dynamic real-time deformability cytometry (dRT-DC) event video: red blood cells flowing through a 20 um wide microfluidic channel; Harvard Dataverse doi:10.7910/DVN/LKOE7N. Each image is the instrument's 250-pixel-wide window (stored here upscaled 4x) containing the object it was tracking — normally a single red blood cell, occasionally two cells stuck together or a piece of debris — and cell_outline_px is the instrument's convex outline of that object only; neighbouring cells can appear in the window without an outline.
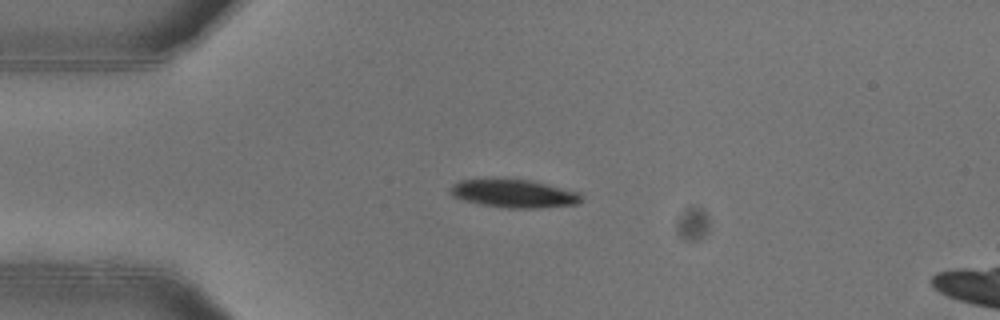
{"species": "common noctule bat (a hibernating species)", "species_latin": "Nyctalus noctula", "temperature_condition": "warm", "stored_images_in_passage": 40, "camera_frame_rate_fps": 3000, "um_per_image_px": 0.085, "animal": {"sex": "female"}, "frame": {"image": 1, "passage_image": 1, "time_ms": 0.0, "image_size_px": [1000, 320], "cell_outline_px": [[584, 196], [580, 204], [540, 208], [508, 208], [484, 204], [464, 200], [452, 196], [448, 188], [452, 184], [460, 180], [488, 176], [504, 176], [532, 180], [580, 192]], "centroid_in_image_um": [43.67, 16.39], "position_along_channel_um": 41.3, "area_um2": 22.66}}
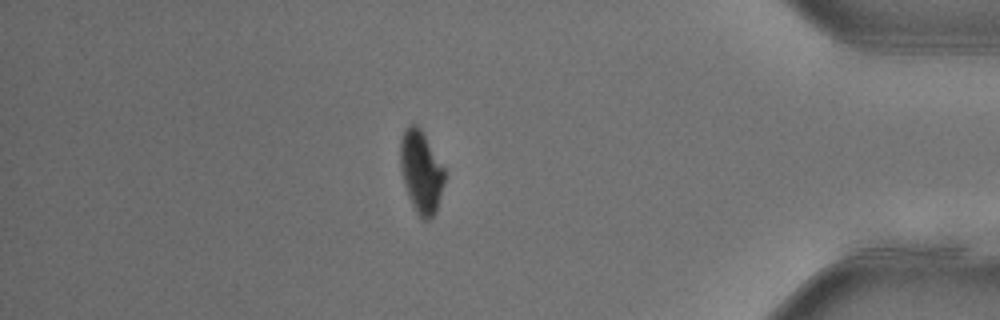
{"frame": {"image": 2, "passage_image": 33, "time_ms": 10.667, "image_size_px": [1000, 320], "cell_outline_px": [[444, 184], [436, 212], [428, 220], [424, 220], [416, 212], [408, 196], [404, 184], [400, 168], [400, 140], [404, 128], [408, 124], [416, 124], [420, 128], [444, 168]], "centroid_in_image_um": [35.77, 14.59], "position_along_channel_um": 399.4, "area_um2": 21.15}}
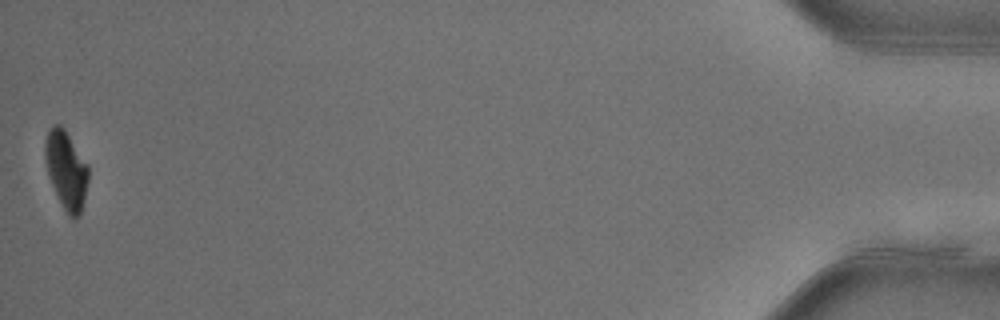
{"frame": {"image": 3, "passage_image": 40, "time_ms": 13.0, "image_size_px": [1000, 320], "cell_outline_px": [[88, 180], [84, 200], [80, 216], [72, 220], [68, 216], [48, 176], [44, 160], [44, 144], [48, 132], [52, 124], [60, 124], [64, 128], [88, 164]], "centroid_in_image_um": [5.62, 14.44], "position_along_channel_um": 429.6, "area_um2": 19.77}, "authors_computed_cell_mechanics": {"area_um2": 23.5824, "velocity_mm_per_s": 3.9633, "shape_relaxation_time_tau1_ms": 3.6921, "shape_relaxation_time_tau2_ms": null, "deformation_change_tau1": 0.151, "deformation_change_tau2": null}}